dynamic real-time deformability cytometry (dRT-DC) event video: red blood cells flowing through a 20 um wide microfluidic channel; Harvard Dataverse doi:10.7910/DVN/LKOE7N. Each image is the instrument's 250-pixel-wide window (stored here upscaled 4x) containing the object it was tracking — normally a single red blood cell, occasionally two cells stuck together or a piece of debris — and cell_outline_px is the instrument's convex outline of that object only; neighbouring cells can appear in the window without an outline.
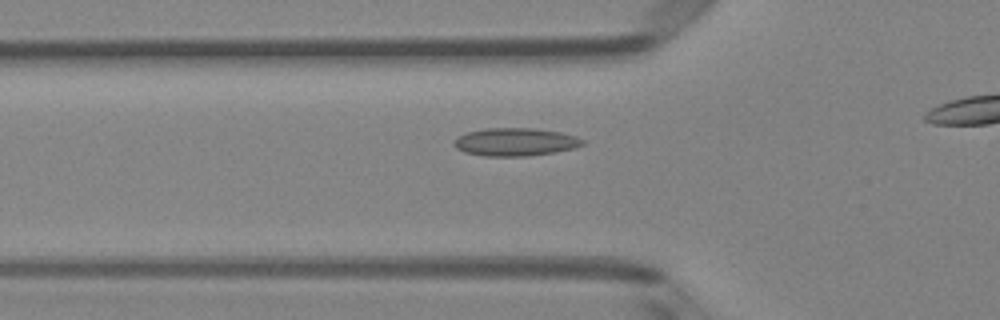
{"species": "Egyptian fruit bat (a non-hibernating species)", "species_latin": "Rousettus aegyptiacus", "temperature_condition": "room temperature", "stored_images_in_passage": 37, "camera_frame_rate_fps": 3000, "um_per_image_px": 0.085, "animal": {"sex": "female"}, "frame": {"image": 1, "passage_image": 13, "time_ms": 4.0, "image_size_px": [1000, 320], "cell_outline_px": [[584, 144], [576, 148], [528, 156], [484, 156], [464, 152], [456, 148], [452, 144], [456, 136], [468, 132], [488, 128], [536, 128], [560, 132], [576, 136], [584, 140]], "centroid_in_image_um": [43.79, 12.06], "position_along_channel_um": 82.0, "area_um2": 21.04}}
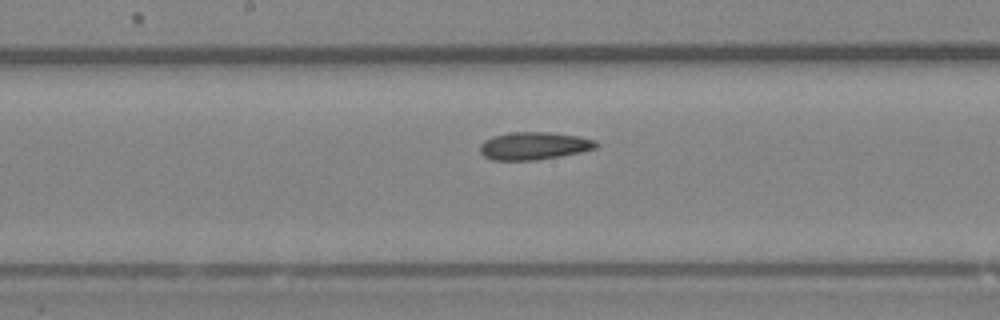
{"frame": {"image": 2, "passage_image": 22, "time_ms": 7.0, "image_size_px": [1000, 320], "cell_outline_px": [[600, 144], [596, 148], [580, 152], [560, 156], [536, 160], [492, 160], [484, 156], [480, 152], [480, 144], [484, 140], [492, 136], [512, 132], [552, 132], [580, 136], [596, 140]], "centroid_in_image_um": [45.4, 12.39], "position_along_channel_um": 202.8, "area_um2": 18.9}}
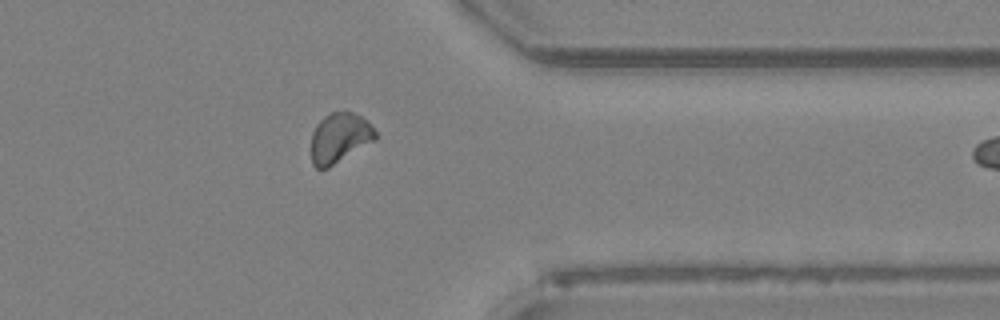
{"frame": {"image": 3, "passage_image": 36, "time_ms": 11.667, "image_size_px": [1000, 320], "cell_outline_px": [[376, 140], [328, 168], [316, 168], [312, 164], [312, 132], [316, 124], [324, 116], [332, 112], [352, 112], [360, 116], [376, 132]], "centroid_in_image_um": [28.84, 11.73], "position_along_channel_um": 382.6, "area_um2": 18.44}}